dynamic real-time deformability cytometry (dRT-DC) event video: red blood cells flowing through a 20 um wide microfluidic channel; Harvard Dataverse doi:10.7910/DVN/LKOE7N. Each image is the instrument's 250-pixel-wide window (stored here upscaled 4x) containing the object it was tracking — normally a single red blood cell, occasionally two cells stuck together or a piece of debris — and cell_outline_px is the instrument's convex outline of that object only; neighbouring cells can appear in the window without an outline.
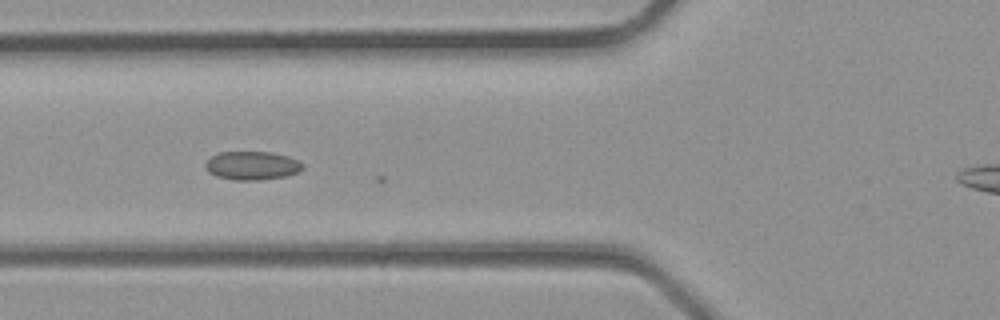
{"species": "common noctule bat (a hibernating species)", "species_latin": "Nyctalus noctula", "temperature_condition": "room temperature", "stored_images_in_passage": 4, "camera_frame_rate_fps": 3000, "um_per_image_px": 0.085, "animal": {"sex": "male", "body_mass_g": 23.1, "forearm_length_mm": 52.7}, "frame": {"image": 1, "passage_image": 2, "time_ms": 0.333, "image_size_px": [1000, 320], "cell_outline_px": [[304, 168], [300, 172], [284, 176], [260, 180], [236, 180], [216, 176], [208, 172], [204, 168], [204, 164], [212, 156], [220, 152], [272, 152], [288, 156], [300, 160], [304, 164]], "centroid_in_image_um": [21.45, 14.07], "position_along_channel_um": 104.3, "area_um2": 16.36}}